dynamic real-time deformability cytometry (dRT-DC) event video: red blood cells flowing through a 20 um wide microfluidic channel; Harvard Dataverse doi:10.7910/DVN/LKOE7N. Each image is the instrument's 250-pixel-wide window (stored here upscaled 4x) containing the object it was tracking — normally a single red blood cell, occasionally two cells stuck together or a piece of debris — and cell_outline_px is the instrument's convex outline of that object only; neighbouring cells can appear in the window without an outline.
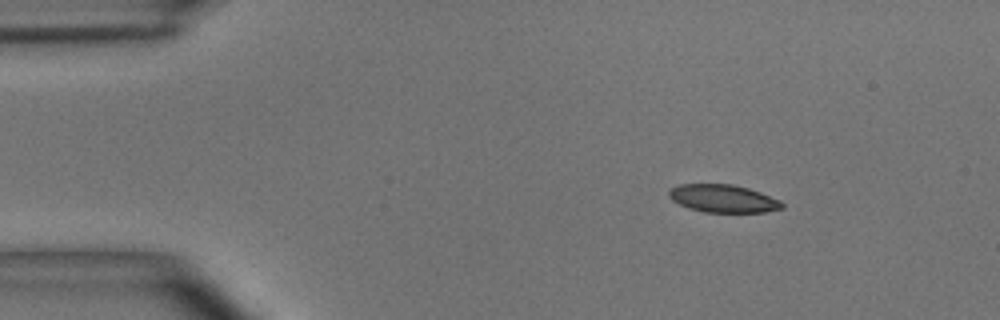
{"species": "common noctule bat (a hibernating species)", "species_latin": "Nyctalus noctula", "temperature_condition": "room temperature", "stored_images_in_passage": 47, "camera_frame_rate_fps": 3000, "um_per_image_px": 0.085, "animal": {"sex": "male", "body_mass_g": 15.6}, "frame": {"image": 1, "passage_image": 1, "time_ms": 0.0, "image_size_px": [1000, 320], "cell_outline_px": [[784, 208], [764, 212], [704, 212], [688, 208], [672, 200], [668, 196], [668, 188], [680, 184], [732, 184], [748, 188], [760, 192], [780, 200], [784, 204]], "centroid_in_image_um": [61.44, 16.87], "position_along_channel_um": 23.6, "area_um2": 18.44}}
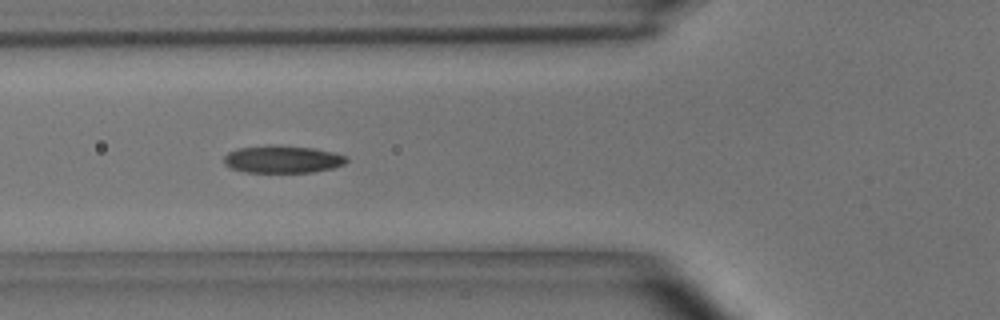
{"frame": {"image": 2, "passage_image": 13, "time_ms": 4.0, "image_size_px": [1000, 320], "cell_outline_px": [[348, 160], [344, 164], [332, 168], [312, 172], [244, 172], [232, 168], [224, 164], [224, 156], [228, 152], [236, 148], [268, 144], [276, 144], [316, 148], [348, 156]], "centroid_in_image_um": [24.0, 13.51], "position_along_channel_um": 101.8, "area_um2": 19.94}}
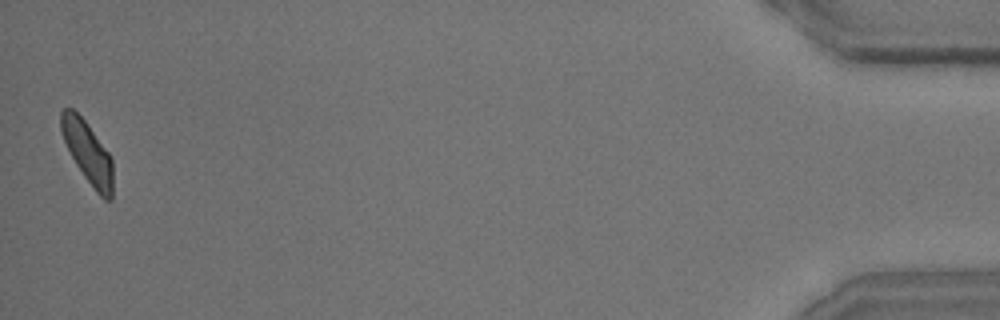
{"frame": {"image": 3, "passage_image": 47, "time_ms": 15.333, "image_size_px": [1000, 320], "cell_outline_px": [[112, 200], [104, 200], [96, 192], [84, 176], [76, 164], [64, 140], [60, 128], [60, 112], [64, 108], [72, 108], [84, 120], [112, 156]], "centroid_in_image_um": [7.46, 12.96], "position_along_channel_um": 427.7, "area_um2": 18.5}, "authors_computed_cell_mechanics": {"area_um2": 19.652, "velocity_mm_per_s": 3.6792, "shape_relaxation_time_tau1_ms": 4.2558, "shape_relaxation_time_tau2_ms": 1.973, "deformation_change_tau1": 0.1155, "deformation_change_tau2": 0.075}}